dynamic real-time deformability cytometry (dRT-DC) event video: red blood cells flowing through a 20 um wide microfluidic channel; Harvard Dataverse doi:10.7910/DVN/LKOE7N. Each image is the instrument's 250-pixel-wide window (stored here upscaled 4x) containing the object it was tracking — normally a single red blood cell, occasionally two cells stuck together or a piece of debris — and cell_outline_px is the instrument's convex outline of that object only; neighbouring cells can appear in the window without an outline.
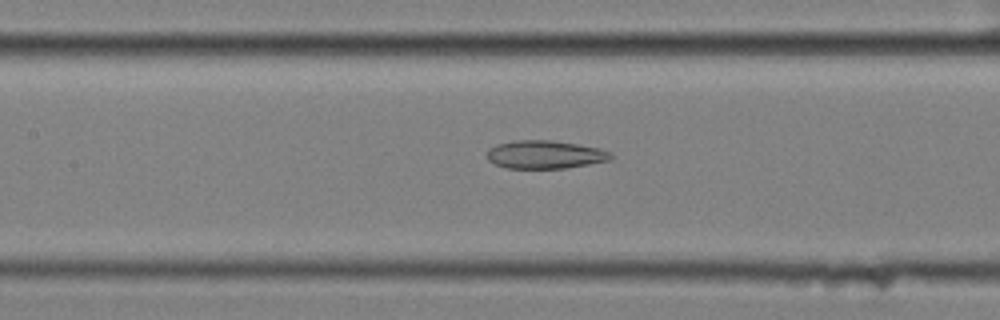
{"species": "common noctule bat (a hibernating species)", "species_latin": "Nyctalus noctula", "temperature_condition": "cold", "stored_images_in_passage": 58, "camera_frame_rate_fps": 3000, "um_per_image_px": 0.085, "animal": {"sex": "female", "body_mass_g": 25.1}, "frame": {"image": 1, "passage_image": 27, "time_ms": 8.667, "image_size_px": [1000, 320], "cell_outline_px": [[616, 156], [612, 160], [568, 168], [508, 168], [496, 164], [488, 160], [488, 148], [496, 144], [512, 140], [552, 140], [600, 148], [612, 152]], "centroid_in_image_um": [46.38, 13.13], "position_along_channel_um": 161.0, "area_um2": 20.58}}
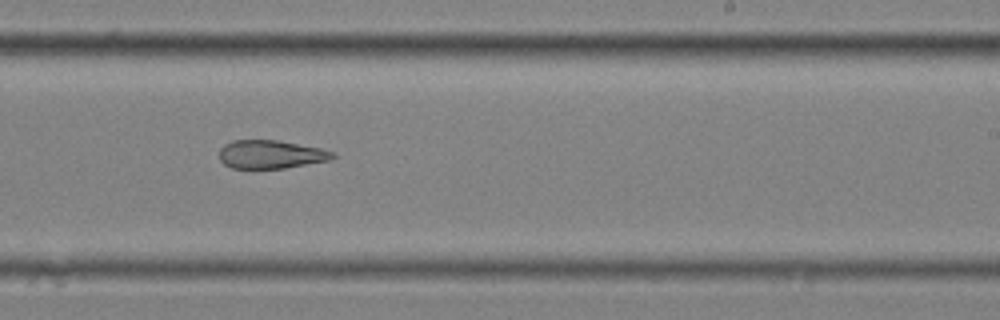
{"frame": {"image": 2, "passage_image": 36, "time_ms": 11.667, "image_size_px": [1000, 320], "cell_outline_px": [[336, 156], [328, 160], [284, 168], [232, 168], [224, 164], [220, 160], [220, 148], [224, 144], [232, 140], [276, 140], [320, 148], [336, 152]], "centroid_in_image_um": [23.0, 13.11], "position_along_channel_um": 266.0, "area_um2": 18.61}}
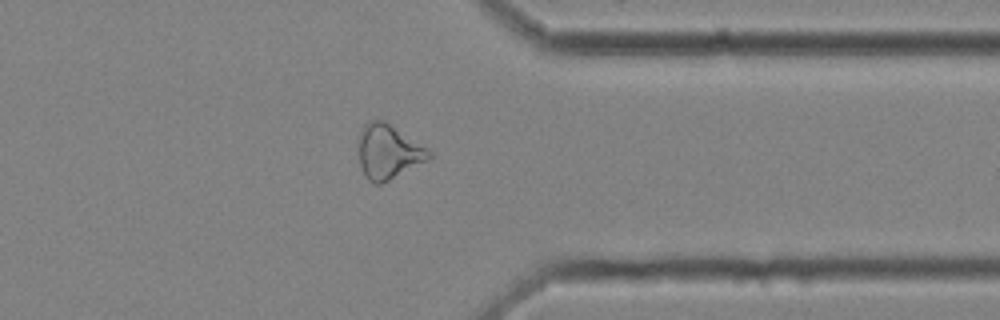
{"frame": {"image": 3, "passage_image": 46, "time_ms": 15.0, "image_size_px": [1000, 320], "cell_outline_px": [[432, 156], [428, 160], [380, 184], [372, 184], [368, 180], [360, 164], [356, 148], [356, 140], [364, 124], [372, 120], [384, 120], [428, 148], [432, 152]], "centroid_in_image_um": [32.96, 12.88], "position_along_channel_um": 378.4, "area_um2": 22.54}, "authors_computed_cell_mechanics": {"area_um2": 24.7384, "velocity_mm_per_s": 3.5118, "shape_relaxation_time_tau1_ms": null, "shape_relaxation_time_tau2_ms": 4.8489, "deformation_change_tau1": null, "deformation_change_tau2": 0.1282}}